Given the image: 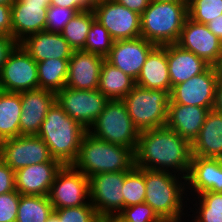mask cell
<instances>
[{"label":"cell","mask_w":222,"mask_h":222,"mask_svg":"<svg viewBox=\"0 0 222 222\" xmlns=\"http://www.w3.org/2000/svg\"><path fill=\"white\" fill-rule=\"evenodd\" d=\"M134 154L135 166L138 168L169 171L187 178L192 146L165 126L141 131Z\"/></svg>","instance_id":"obj_1"},{"label":"cell","mask_w":222,"mask_h":222,"mask_svg":"<svg viewBox=\"0 0 222 222\" xmlns=\"http://www.w3.org/2000/svg\"><path fill=\"white\" fill-rule=\"evenodd\" d=\"M145 186V203L150 205L164 222L187 221L188 196L185 177L169 171L145 169Z\"/></svg>","instance_id":"obj_2"},{"label":"cell","mask_w":222,"mask_h":222,"mask_svg":"<svg viewBox=\"0 0 222 222\" xmlns=\"http://www.w3.org/2000/svg\"><path fill=\"white\" fill-rule=\"evenodd\" d=\"M87 132L55 101L49 108L37 135L48 146L51 157L64 166L75 162L81 141Z\"/></svg>","instance_id":"obj_3"},{"label":"cell","mask_w":222,"mask_h":222,"mask_svg":"<svg viewBox=\"0 0 222 222\" xmlns=\"http://www.w3.org/2000/svg\"><path fill=\"white\" fill-rule=\"evenodd\" d=\"M72 166L88 178L100 173L130 171L135 166V154L131 148L97 139L87 132Z\"/></svg>","instance_id":"obj_4"},{"label":"cell","mask_w":222,"mask_h":222,"mask_svg":"<svg viewBox=\"0 0 222 222\" xmlns=\"http://www.w3.org/2000/svg\"><path fill=\"white\" fill-rule=\"evenodd\" d=\"M187 18V2L151 0L141 14V37L156 46L176 44Z\"/></svg>","instance_id":"obj_5"},{"label":"cell","mask_w":222,"mask_h":222,"mask_svg":"<svg viewBox=\"0 0 222 222\" xmlns=\"http://www.w3.org/2000/svg\"><path fill=\"white\" fill-rule=\"evenodd\" d=\"M128 114L141 132L165 127L170 93L165 90H151L138 85L122 99Z\"/></svg>","instance_id":"obj_6"},{"label":"cell","mask_w":222,"mask_h":222,"mask_svg":"<svg viewBox=\"0 0 222 222\" xmlns=\"http://www.w3.org/2000/svg\"><path fill=\"white\" fill-rule=\"evenodd\" d=\"M88 133L97 139L131 148L134 152L140 135L122 100H109Z\"/></svg>","instance_id":"obj_7"},{"label":"cell","mask_w":222,"mask_h":222,"mask_svg":"<svg viewBox=\"0 0 222 222\" xmlns=\"http://www.w3.org/2000/svg\"><path fill=\"white\" fill-rule=\"evenodd\" d=\"M56 102L88 131L105 109L109 99L98 89L81 90L64 87L56 93Z\"/></svg>","instance_id":"obj_8"},{"label":"cell","mask_w":222,"mask_h":222,"mask_svg":"<svg viewBox=\"0 0 222 222\" xmlns=\"http://www.w3.org/2000/svg\"><path fill=\"white\" fill-rule=\"evenodd\" d=\"M54 209L70 208L90 203L89 178L72 165L57 172L49 195Z\"/></svg>","instance_id":"obj_9"},{"label":"cell","mask_w":222,"mask_h":222,"mask_svg":"<svg viewBox=\"0 0 222 222\" xmlns=\"http://www.w3.org/2000/svg\"><path fill=\"white\" fill-rule=\"evenodd\" d=\"M38 88L37 62L17 44L0 72V90L20 93Z\"/></svg>","instance_id":"obj_10"},{"label":"cell","mask_w":222,"mask_h":222,"mask_svg":"<svg viewBox=\"0 0 222 222\" xmlns=\"http://www.w3.org/2000/svg\"><path fill=\"white\" fill-rule=\"evenodd\" d=\"M128 172H106L89 177L90 203L103 220L124 208L122 189Z\"/></svg>","instance_id":"obj_11"},{"label":"cell","mask_w":222,"mask_h":222,"mask_svg":"<svg viewBox=\"0 0 222 222\" xmlns=\"http://www.w3.org/2000/svg\"><path fill=\"white\" fill-rule=\"evenodd\" d=\"M93 12L114 41L141 37V15L115 0L98 2Z\"/></svg>","instance_id":"obj_12"},{"label":"cell","mask_w":222,"mask_h":222,"mask_svg":"<svg viewBox=\"0 0 222 222\" xmlns=\"http://www.w3.org/2000/svg\"><path fill=\"white\" fill-rule=\"evenodd\" d=\"M0 158L15 172L20 168L51 161L48 146L38 135H20L1 142Z\"/></svg>","instance_id":"obj_13"},{"label":"cell","mask_w":222,"mask_h":222,"mask_svg":"<svg viewBox=\"0 0 222 222\" xmlns=\"http://www.w3.org/2000/svg\"><path fill=\"white\" fill-rule=\"evenodd\" d=\"M220 77L221 75L217 67L209 66L201 74L193 76L186 82L175 85L171 90L170 100L176 104L212 109L216 85Z\"/></svg>","instance_id":"obj_14"},{"label":"cell","mask_w":222,"mask_h":222,"mask_svg":"<svg viewBox=\"0 0 222 222\" xmlns=\"http://www.w3.org/2000/svg\"><path fill=\"white\" fill-rule=\"evenodd\" d=\"M176 44L194 53L210 66L216 67L220 62L222 41L208 29L206 24L187 18Z\"/></svg>","instance_id":"obj_15"},{"label":"cell","mask_w":222,"mask_h":222,"mask_svg":"<svg viewBox=\"0 0 222 222\" xmlns=\"http://www.w3.org/2000/svg\"><path fill=\"white\" fill-rule=\"evenodd\" d=\"M50 0H15L11 5L12 38L19 44L26 37L45 31Z\"/></svg>","instance_id":"obj_16"},{"label":"cell","mask_w":222,"mask_h":222,"mask_svg":"<svg viewBox=\"0 0 222 222\" xmlns=\"http://www.w3.org/2000/svg\"><path fill=\"white\" fill-rule=\"evenodd\" d=\"M155 47L142 37L118 40L114 41L105 59L136 81L147 56Z\"/></svg>","instance_id":"obj_17"},{"label":"cell","mask_w":222,"mask_h":222,"mask_svg":"<svg viewBox=\"0 0 222 222\" xmlns=\"http://www.w3.org/2000/svg\"><path fill=\"white\" fill-rule=\"evenodd\" d=\"M62 164L52 159L48 162L31 164L15 171V187L21 195L48 196L57 172Z\"/></svg>","instance_id":"obj_18"},{"label":"cell","mask_w":222,"mask_h":222,"mask_svg":"<svg viewBox=\"0 0 222 222\" xmlns=\"http://www.w3.org/2000/svg\"><path fill=\"white\" fill-rule=\"evenodd\" d=\"M20 95V135H37L49 108L56 101V93L38 88L20 92Z\"/></svg>","instance_id":"obj_19"},{"label":"cell","mask_w":222,"mask_h":222,"mask_svg":"<svg viewBox=\"0 0 222 222\" xmlns=\"http://www.w3.org/2000/svg\"><path fill=\"white\" fill-rule=\"evenodd\" d=\"M186 185L188 197L206 191L222 192V159L192 156Z\"/></svg>","instance_id":"obj_20"},{"label":"cell","mask_w":222,"mask_h":222,"mask_svg":"<svg viewBox=\"0 0 222 222\" xmlns=\"http://www.w3.org/2000/svg\"><path fill=\"white\" fill-rule=\"evenodd\" d=\"M104 57L83 50H74L68 61L66 87L96 90L99 87L100 69Z\"/></svg>","instance_id":"obj_21"},{"label":"cell","mask_w":222,"mask_h":222,"mask_svg":"<svg viewBox=\"0 0 222 222\" xmlns=\"http://www.w3.org/2000/svg\"><path fill=\"white\" fill-rule=\"evenodd\" d=\"M36 61L47 59H70L74 50L61 33L40 31L19 43Z\"/></svg>","instance_id":"obj_22"},{"label":"cell","mask_w":222,"mask_h":222,"mask_svg":"<svg viewBox=\"0 0 222 222\" xmlns=\"http://www.w3.org/2000/svg\"><path fill=\"white\" fill-rule=\"evenodd\" d=\"M210 110L200 106L176 104L170 100L166 127L192 144Z\"/></svg>","instance_id":"obj_23"},{"label":"cell","mask_w":222,"mask_h":222,"mask_svg":"<svg viewBox=\"0 0 222 222\" xmlns=\"http://www.w3.org/2000/svg\"><path fill=\"white\" fill-rule=\"evenodd\" d=\"M135 83L147 89L165 90L171 93L167 45L156 46L149 53Z\"/></svg>","instance_id":"obj_24"},{"label":"cell","mask_w":222,"mask_h":222,"mask_svg":"<svg viewBox=\"0 0 222 222\" xmlns=\"http://www.w3.org/2000/svg\"><path fill=\"white\" fill-rule=\"evenodd\" d=\"M167 61L171 90L175 85L201 74L210 66L203 59L190 51L182 49L177 44L167 45Z\"/></svg>","instance_id":"obj_25"},{"label":"cell","mask_w":222,"mask_h":222,"mask_svg":"<svg viewBox=\"0 0 222 222\" xmlns=\"http://www.w3.org/2000/svg\"><path fill=\"white\" fill-rule=\"evenodd\" d=\"M191 146L192 156L222 159V113L210 110Z\"/></svg>","instance_id":"obj_26"},{"label":"cell","mask_w":222,"mask_h":222,"mask_svg":"<svg viewBox=\"0 0 222 222\" xmlns=\"http://www.w3.org/2000/svg\"><path fill=\"white\" fill-rule=\"evenodd\" d=\"M136 85L135 80L106 59L100 69L98 90L109 100H122Z\"/></svg>","instance_id":"obj_27"},{"label":"cell","mask_w":222,"mask_h":222,"mask_svg":"<svg viewBox=\"0 0 222 222\" xmlns=\"http://www.w3.org/2000/svg\"><path fill=\"white\" fill-rule=\"evenodd\" d=\"M191 197H188L190 211L186 222H222V192L206 191Z\"/></svg>","instance_id":"obj_28"},{"label":"cell","mask_w":222,"mask_h":222,"mask_svg":"<svg viewBox=\"0 0 222 222\" xmlns=\"http://www.w3.org/2000/svg\"><path fill=\"white\" fill-rule=\"evenodd\" d=\"M21 95L0 90V139L20 136Z\"/></svg>","instance_id":"obj_29"},{"label":"cell","mask_w":222,"mask_h":222,"mask_svg":"<svg viewBox=\"0 0 222 222\" xmlns=\"http://www.w3.org/2000/svg\"><path fill=\"white\" fill-rule=\"evenodd\" d=\"M69 59L37 62L39 88L57 93L66 87Z\"/></svg>","instance_id":"obj_30"},{"label":"cell","mask_w":222,"mask_h":222,"mask_svg":"<svg viewBox=\"0 0 222 222\" xmlns=\"http://www.w3.org/2000/svg\"><path fill=\"white\" fill-rule=\"evenodd\" d=\"M52 212L48 196L21 195L16 222H46Z\"/></svg>","instance_id":"obj_31"},{"label":"cell","mask_w":222,"mask_h":222,"mask_svg":"<svg viewBox=\"0 0 222 222\" xmlns=\"http://www.w3.org/2000/svg\"><path fill=\"white\" fill-rule=\"evenodd\" d=\"M95 20L93 10H85L78 12L64 27L61 35L73 50H82L85 47L88 32Z\"/></svg>","instance_id":"obj_32"},{"label":"cell","mask_w":222,"mask_h":222,"mask_svg":"<svg viewBox=\"0 0 222 222\" xmlns=\"http://www.w3.org/2000/svg\"><path fill=\"white\" fill-rule=\"evenodd\" d=\"M122 194L124 208L145 202V168L134 166L125 176Z\"/></svg>","instance_id":"obj_33"},{"label":"cell","mask_w":222,"mask_h":222,"mask_svg":"<svg viewBox=\"0 0 222 222\" xmlns=\"http://www.w3.org/2000/svg\"><path fill=\"white\" fill-rule=\"evenodd\" d=\"M114 40L109 32L96 20L88 32L85 47L82 49L106 58L113 46Z\"/></svg>","instance_id":"obj_34"},{"label":"cell","mask_w":222,"mask_h":222,"mask_svg":"<svg viewBox=\"0 0 222 222\" xmlns=\"http://www.w3.org/2000/svg\"><path fill=\"white\" fill-rule=\"evenodd\" d=\"M188 18L208 24L222 14V0H188Z\"/></svg>","instance_id":"obj_35"},{"label":"cell","mask_w":222,"mask_h":222,"mask_svg":"<svg viewBox=\"0 0 222 222\" xmlns=\"http://www.w3.org/2000/svg\"><path fill=\"white\" fill-rule=\"evenodd\" d=\"M53 212L63 222H103L91 203L78 207L54 209Z\"/></svg>","instance_id":"obj_36"},{"label":"cell","mask_w":222,"mask_h":222,"mask_svg":"<svg viewBox=\"0 0 222 222\" xmlns=\"http://www.w3.org/2000/svg\"><path fill=\"white\" fill-rule=\"evenodd\" d=\"M76 14L77 12L72 8L49 5L46 13L45 31L61 33Z\"/></svg>","instance_id":"obj_37"},{"label":"cell","mask_w":222,"mask_h":222,"mask_svg":"<svg viewBox=\"0 0 222 222\" xmlns=\"http://www.w3.org/2000/svg\"><path fill=\"white\" fill-rule=\"evenodd\" d=\"M118 215L127 222H164L145 202L125 207Z\"/></svg>","instance_id":"obj_38"},{"label":"cell","mask_w":222,"mask_h":222,"mask_svg":"<svg viewBox=\"0 0 222 222\" xmlns=\"http://www.w3.org/2000/svg\"><path fill=\"white\" fill-rule=\"evenodd\" d=\"M20 196L17 190L0 194V222H16Z\"/></svg>","instance_id":"obj_39"},{"label":"cell","mask_w":222,"mask_h":222,"mask_svg":"<svg viewBox=\"0 0 222 222\" xmlns=\"http://www.w3.org/2000/svg\"><path fill=\"white\" fill-rule=\"evenodd\" d=\"M15 190V172L0 158V194Z\"/></svg>","instance_id":"obj_40"},{"label":"cell","mask_w":222,"mask_h":222,"mask_svg":"<svg viewBox=\"0 0 222 222\" xmlns=\"http://www.w3.org/2000/svg\"><path fill=\"white\" fill-rule=\"evenodd\" d=\"M96 4L94 0H50V5L72 8L77 13L85 10H93Z\"/></svg>","instance_id":"obj_41"},{"label":"cell","mask_w":222,"mask_h":222,"mask_svg":"<svg viewBox=\"0 0 222 222\" xmlns=\"http://www.w3.org/2000/svg\"><path fill=\"white\" fill-rule=\"evenodd\" d=\"M18 43L9 35H0V72L8 55Z\"/></svg>","instance_id":"obj_42"},{"label":"cell","mask_w":222,"mask_h":222,"mask_svg":"<svg viewBox=\"0 0 222 222\" xmlns=\"http://www.w3.org/2000/svg\"><path fill=\"white\" fill-rule=\"evenodd\" d=\"M11 18V6L0 4V35H9L12 37Z\"/></svg>","instance_id":"obj_43"},{"label":"cell","mask_w":222,"mask_h":222,"mask_svg":"<svg viewBox=\"0 0 222 222\" xmlns=\"http://www.w3.org/2000/svg\"><path fill=\"white\" fill-rule=\"evenodd\" d=\"M119 4L125 6L126 8L130 9L141 15L148 5L150 4L151 0H115Z\"/></svg>","instance_id":"obj_44"},{"label":"cell","mask_w":222,"mask_h":222,"mask_svg":"<svg viewBox=\"0 0 222 222\" xmlns=\"http://www.w3.org/2000/svg\"><path fill=\"white\" fill-rule=\"evenodd\" d=\"M206 25L208 29L222 41V14Z\"/></svg>","instance_id":"obj_45"},{"label":"cell","mask_w":222,"mask_h":222,"mask_svg":"<svg viewBox=\"0 0 222 222\" xmlns=\"http://www.w3.org/2000/svg\"><path fill=\"white\" fill-rule=\"evenodd\" d=\"M213 110L222 113V76L217 82Z\"/></svg>","instance_id":"obj_46"},{"label":"cell","mask_w":222,"mask_h":222,"mask_svg":"<svg viewBox=\"0 0 222 222\" xmlns=\"http://www.w3.org/2000/svg\"><path fill=\"white\" fill-rule=\"evenodd\" d=\"M103 222H127L123 220L118 214L116 215H111L106 217Z\"/></svg>","instance_id":"obj_47"},{"label":"cell","mask_w":222,"mask_h":222,"mask_svg":"<svg viewBox=\"0 0 222 222\" xmlns=\"http://www.w3.org/2000/svg\"><path fill=\"white\" fill-rule=\"evenodd\" d=\"M46 222H63V220H59L58 216L52 212Z\"/></svg>","instance_id":"obj_48"},{"label":"cell","mask_w":222,"mask_h":222,"mask_svg":"<svg viewBox=\"0 0 222 222\" xmlns=\"http://www.w3.org/2000/svg\"><path fill=\"white\" fill-rule=\"evenodd\" d=\"M14 2L15 0H0V4L5 6H11Z\"/></svg>","instance_id":"obj_49"},{"label":"cell","mask_w":222,"mask_h":222,"mask_svg":"<svg viewBox=\"0 0 222 222\" xmlns=\"http://www.w3.org/2000/svg\"><path fill=\"white\" fill-rule=\"evenodd\" d=\"M155 2H188V0H152Z\"/></svg>","instance_id":"obj_50"},{"label":"cell","mask_w":222,"mask_h":222,"mask_svg":"<svg viewBox=\"0 0 222 222\" xmlns=\"http://www.w3.org/2000/svg\"><path fill=\"white\" fill-rule=\"evenodd\" d=\"M216 67H217L219 74L222 76V56H221L220 62L218 63V65Z\"/></svg>","instance_id":"obj_51"},{"label":"cell","mask_w":222,"mask_h":222,"mask_svg":"<svg viewBox=\"0 0 222 222\" xmlns=\"http://www.w3.org/2000/svg\"><path fill=\"white\" fill-rule=\"evenodd\" d=\"M96 3L101 2V1H107V0H94Z\"/></svg>","instance_id":"obj_52"},{"label":"cell","mask_w":222,"mask_h":222,"mask_svg":"<svg viewBox=\"0 0 222 222\" xmlns=\"http://www.w3.org/2000/svg\"><path fill=\"white\" fill-rule=\"evenodd\" d=\"M1 142H2V140L0 139V154H1Z\"/></svg>","instance_id":"obj_53"}]
</instances>
